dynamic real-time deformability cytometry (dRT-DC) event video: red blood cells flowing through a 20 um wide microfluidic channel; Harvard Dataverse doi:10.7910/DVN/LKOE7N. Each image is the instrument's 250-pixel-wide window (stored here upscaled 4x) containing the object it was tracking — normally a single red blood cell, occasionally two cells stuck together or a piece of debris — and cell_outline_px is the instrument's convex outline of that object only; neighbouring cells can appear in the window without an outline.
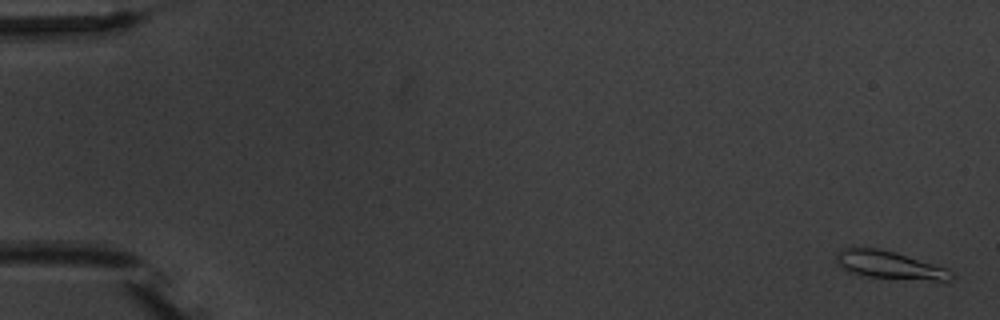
{"species": "common noctule bat (a hibernating species)", "species_latin": "Nyctalus noctula", "temperature_condition": "warm", "stored_images_in_passage": 3, "camera_frame_rate_fps": 3000, "um_per_image_px": 0.085, "animal": {"sex": "male", "body_mass_g": 20.1, "forearm_length_mm": 53.5}, "frame": {"image": 1, "passage_image": 1, "time_ms": 0.0, "image_size_px": [1000, 320], "cell_outline_px": [[956, 276], [952, 280], [940, 284], [860, 276], [848, 272], [836, 264], [836, 252], [840, 248], [876, 248], [896, 252], [948, 268]], "centroid_in_image_um": [75.73, 22.6], "position_along_channel_um": 9.3, "area_um2": 20.06}}